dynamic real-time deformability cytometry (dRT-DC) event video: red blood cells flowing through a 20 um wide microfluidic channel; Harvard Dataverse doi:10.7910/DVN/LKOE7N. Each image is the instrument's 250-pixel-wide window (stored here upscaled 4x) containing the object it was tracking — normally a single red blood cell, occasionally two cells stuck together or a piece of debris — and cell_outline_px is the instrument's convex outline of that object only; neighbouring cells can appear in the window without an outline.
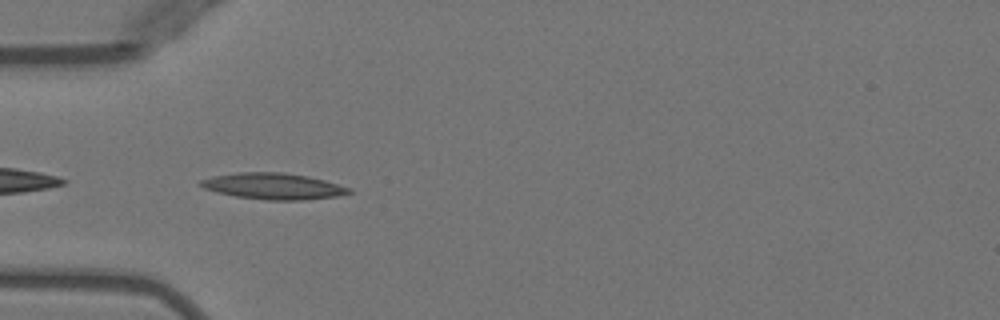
{"species": "Egyptian fruit bat (a non-hibernating species)", "species_latin": "Rousettus aegyptiacus", "temperature_condition": "warm", "stored_images_in_passage": 5, "camera_frame_rate_fps": 3000, "um_per_image_px": 0.085, "animal": {"sex": "female"}, "frame": {"image": 1, "passage_image": 1, "time_ms": 0.0, "image_size_px": [1000, 320], "cell_outline_px": [[352, 192], [336, 196], [300, 200], [268, 200], [236, 196], [216, 192], [204, 188], [196, 184], [200, 180], [212, 176], [240, 172], [284, 172], [308, 176], [324, 180], [352, 188]], "centroid_in_image_um": [23.2, 15.82], "position_along_channel_um": 61.8, "area_um2": 22.66}}
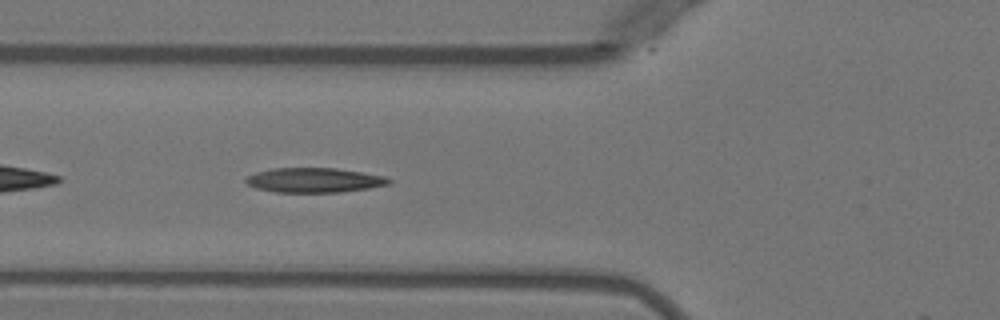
{"frame": {"image": 2, "passage_image": 4, "time_ms": 1.0, "image_size_px": [1000, 320], "cell_outline_px": [[392, 184], [368, 188], [340, 192], [276, 192], [256, 188], [248, 184], [244, 180], [248, 176], [256, 172], [272, 168], [336, 168], [384, 176], [392, 180]], "centroid_in_image_um": [26.72, 15.31], "position_along_channel_um": 99.1, "area_um2": 20.46}}